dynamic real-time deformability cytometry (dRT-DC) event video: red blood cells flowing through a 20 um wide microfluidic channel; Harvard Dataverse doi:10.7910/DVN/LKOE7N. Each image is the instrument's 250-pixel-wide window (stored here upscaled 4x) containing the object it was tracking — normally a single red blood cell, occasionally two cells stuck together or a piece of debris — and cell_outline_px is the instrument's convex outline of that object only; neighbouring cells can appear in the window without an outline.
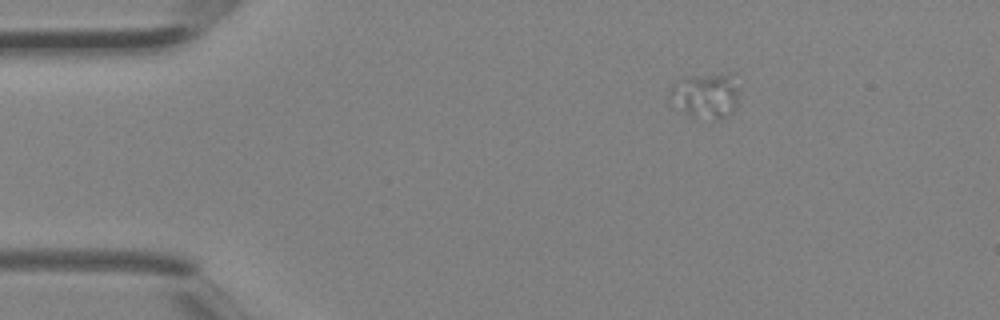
{"species": "Egyptian fruit bat (a non-hibernating species)", "species_latin": "Rousettus aegyptiacus", "temperature_condition": "room temperature", "stored_images_in_passage": 3, "camera_frame_rate_fps": 3000, "um_per_image_px": 0.085, "animal": {"sex": "female"}, "frame": {"image": 1, "passage_image": 1, "time_ms": 0.0, "image_size_px": [1000, 320], "cell_outline_px": [[736, 104], [732, 112], [724, 116], [692, 116], [668, 96], [672, 84], [676, 80], [688, 76], [728, 72], [732, 72], [736, 88]], "centroid_in_image_um": [59.98, 8.01], "position_along_channel_um": 25.0, "area_um2": 17.4}}
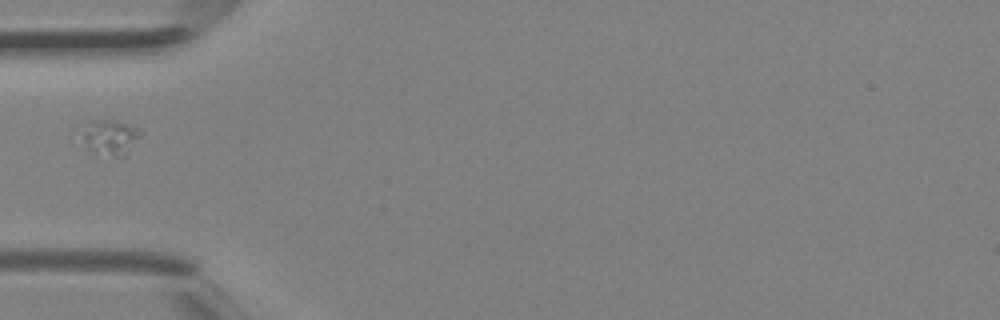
{"frame": {"image": 2, "passage_image": 3, "time_ms": 0.667, "image_size_px": [1000, 320], "cell_outline_px": [[144, 132], [124, 156], [112, 156], [92, 152], [84, 136], [84, 120], [108, 120], [128, 124], [140, 128]], "centroid_in_image_um": [9.41, 11.63], "position_along_channel_um": 75.6, "area_um2": 11.79}}